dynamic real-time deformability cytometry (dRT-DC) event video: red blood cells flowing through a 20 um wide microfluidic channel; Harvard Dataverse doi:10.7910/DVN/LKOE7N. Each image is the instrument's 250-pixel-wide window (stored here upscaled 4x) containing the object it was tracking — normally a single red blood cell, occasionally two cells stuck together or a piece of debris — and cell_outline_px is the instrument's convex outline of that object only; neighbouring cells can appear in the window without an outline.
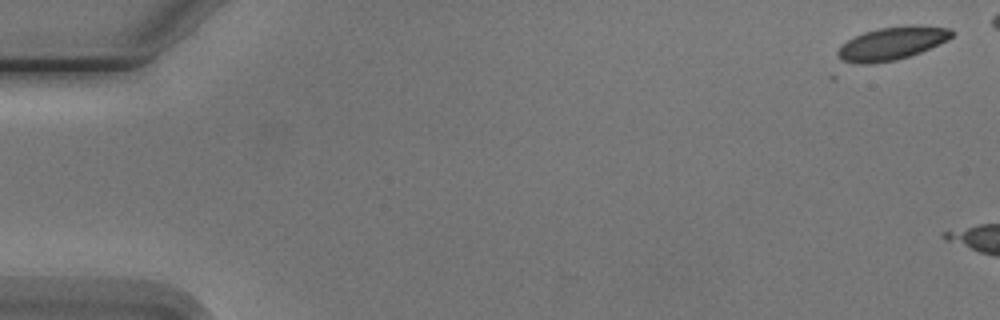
{"species": "Egyptian fruit bat (a non-hibernating species)", "species_latin": "Rousettus aegyptiacus", "temperature_condition": "cold", "stored_images_in_passage": 4, "camera_frame_rate_fps": 3000, "um_per_image_px": 0.085, "animal": {"sex": "male"}, "frame": {"image": 1, "passage_image": 1, "time_ms": 0.0, "image_size_px": [1000, 320], "cell_outline_px": [[952, 36], [948, 40], [920, 52], [896, 60], [868, 64], [856, 64], [844, 60], [836, 56], [836, 52], [848, 40], [864, 32], [880, 28], [908, 24], [952, 28]], "centroid_in_image_um": [75.83, 3.68], "position_along_channel_um": 9.2, "area_um2": 21.79}}